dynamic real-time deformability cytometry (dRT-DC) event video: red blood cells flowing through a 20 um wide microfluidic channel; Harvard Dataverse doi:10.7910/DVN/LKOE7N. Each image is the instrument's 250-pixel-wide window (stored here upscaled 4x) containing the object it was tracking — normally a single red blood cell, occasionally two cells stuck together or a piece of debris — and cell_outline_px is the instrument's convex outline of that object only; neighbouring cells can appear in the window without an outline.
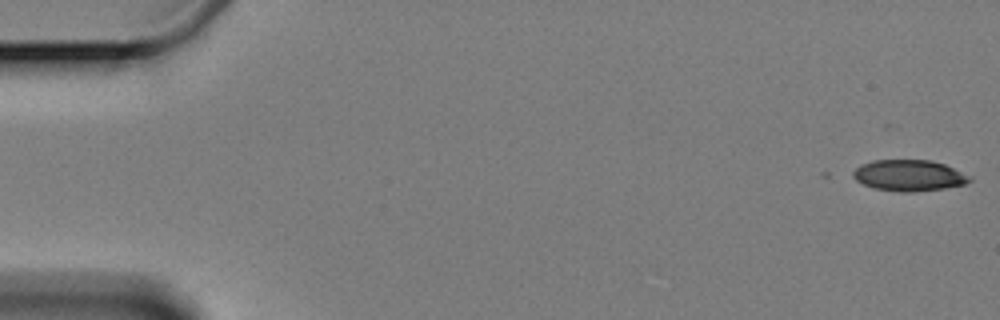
{"species": "Egyptian fruit bat (a non-hibernating species)", "species_latin": "Rousettus aegyptiacus", "temperature_condition": "cold", "stored_images_in_passage": 8, "camera_frame_rate_fps": 3000, "um_per_image_px": 0.085, "animal": {"sex": "female"}, "frame": {"image": 1, "passage_image": 1, "time_ms": 0.0, "image_size_px": [1000, 320], "cell_outline_px": [[972, 180], [964, 184], [944, 188], [912, 192], [900, 192], [876, 188], [864, 184], [856, 180], [852, 176], [852, 172], [860, 164], [872, 160], [932, 160], [944, 164], [972, 176]], "centroid_in_image_um": [77.27, 14.9], "position_along_channel_um": 7.7, "area_um2": 21.15}}
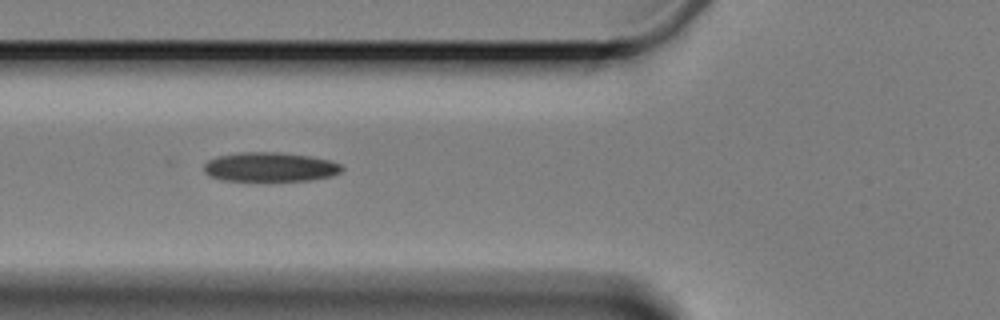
{"frame": {"image": 2, "passage_image": 6, "time_ms": 7.0, "image_size_px": [1000, 320], "cell_outline_px": [[344, 168], [340, 172], [332, 176], [308, 180], [224, 180], [212, 176], [204, 172], [204, 164], [208, 160], [220, 156], [240, 152], [276, 152], [308, 156], [328, 160], [340, 164]], "centroid_in_image_um": [22.96, 14.19], "position_along_channel_um": 102.8, "area_um2": 23.12}}
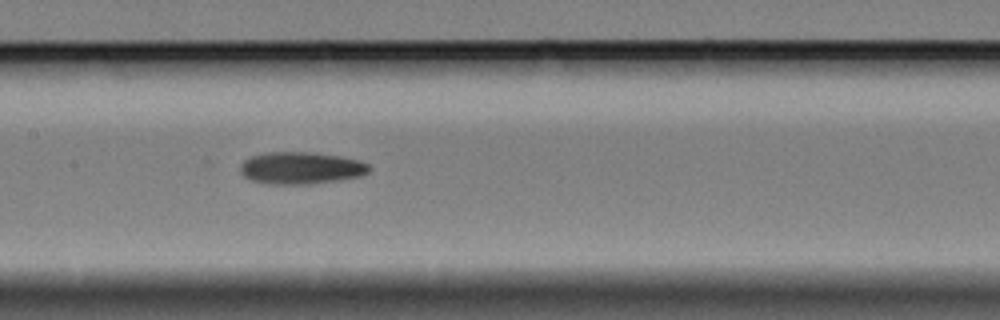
{"frame": {"image": 3, "passage_image": 8, "time_ms": 9.333, "image_size_px": [1000, 320], "cell_outline_px": [[372, 168], [368, 172], [360, 176], [336, 180], [308, 184], [268, 184], [248, 180], [240, 172], [240, 164], [244, 160], [252, 156], [268, 152], [304, 152], [340, 156], [360, 160], [368, 164]], "centroid_in_image_um": [25.55, 14.28], "position_along_channel_um": 181.8, "area_um2": 24.1}}